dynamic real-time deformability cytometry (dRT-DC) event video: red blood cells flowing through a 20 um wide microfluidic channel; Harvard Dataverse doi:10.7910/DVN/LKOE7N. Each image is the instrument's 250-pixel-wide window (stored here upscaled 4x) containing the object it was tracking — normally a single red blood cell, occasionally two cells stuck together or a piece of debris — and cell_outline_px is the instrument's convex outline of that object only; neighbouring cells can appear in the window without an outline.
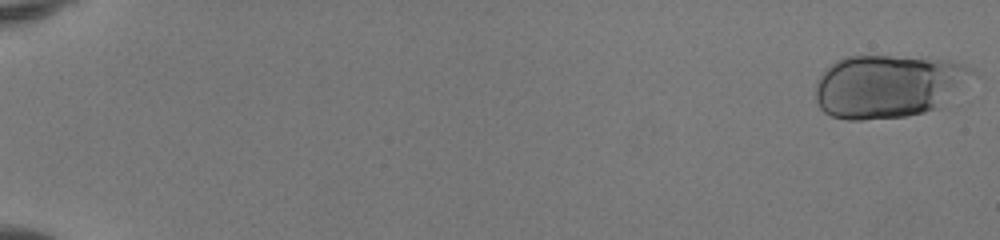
{"species": "human", "species_latin": "Homo sapiens", "temperature_condition": "room temperature", "stored_images_in_passage": 51, "camera_frame_rate_fps": 3000, "um_per_image_px": 0.085, "donor": {"sex": "female"}, "frame": {"image": 1, "passage_image": 1, "time_ms": 0.0, "image_size_px": [1000, 240], "cell_outline_px": [[980, 76], [940, 108], [908, 116], [860, 120], [848, 120], [832, 116], [824, 112], [816, 104], [816, 80], [836, 60], [844, 56], [928, 56], [960, 60], [972, 68]], "centroid_in_image_um": [75.65, 7.29], "position_along_channel_um": 9.3, "area_um2": 59.71}}
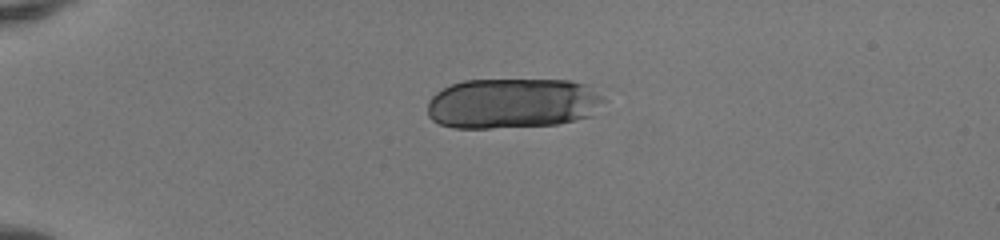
{"frame": {"image": 2, "passage_image": 14, "time_ms": 4.333, "image_size_px": [1000, 240], "cell_outline_px": [[608, 112], [576, 120], [556, 124], [492, 128], [456, 128], [440, 124], [432, 120], [428, 116], [428, 100], [436, 92], [452, 84], [464, 80], [572, 80], [588, 84], [604, 96], [608, 100]], "centroid_in_image_um": [43.73, 8.78], "position_along_channel_um": 41.3, "area_um2": 53.06}}